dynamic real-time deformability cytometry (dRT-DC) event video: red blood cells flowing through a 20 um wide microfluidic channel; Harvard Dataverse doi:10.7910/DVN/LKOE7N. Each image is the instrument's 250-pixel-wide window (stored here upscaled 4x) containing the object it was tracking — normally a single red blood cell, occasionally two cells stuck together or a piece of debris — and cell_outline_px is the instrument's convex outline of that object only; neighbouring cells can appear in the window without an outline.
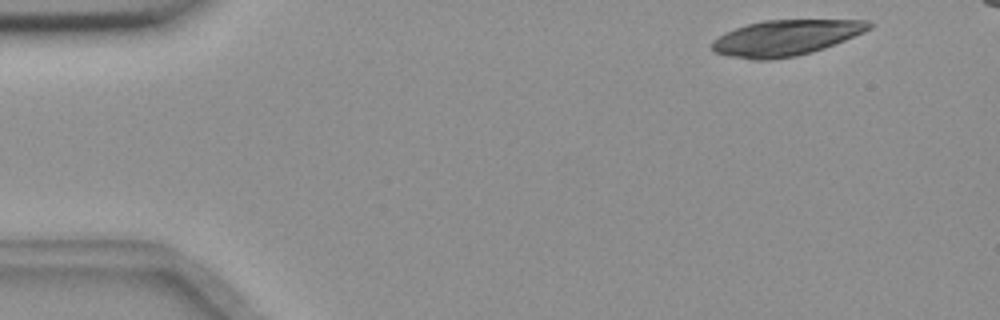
{"species": "common noctule bat (a hibernating species)", "species_latin": "Nyctalus noctula", "temperature_condition": "room temperature", "stored_images_in_passage": 5, "camera_frame_rate_fps": 3000, "um_per_image_px": 0.085, "animal": {"sex": "female", "body_mass_g": 18.4}, "frame": {"image": 1, "passage_image": 1, "time_ms": 0.0, "image_size_px": [1000, 320], "cell_outline_px": [[876, 24], [872, 28], [864, 32], [824, 48], [812, 52], [796, 56], [768, 60], [752, 60], [728, 56], [712, 52], [712, 40], [724, 32], [748, 24], [764, 20], [872, 20]], "centroid_in_image_um": [66.79, 3.21], "position_along_channel_um": 18.2, "area_um2": 32.83}}